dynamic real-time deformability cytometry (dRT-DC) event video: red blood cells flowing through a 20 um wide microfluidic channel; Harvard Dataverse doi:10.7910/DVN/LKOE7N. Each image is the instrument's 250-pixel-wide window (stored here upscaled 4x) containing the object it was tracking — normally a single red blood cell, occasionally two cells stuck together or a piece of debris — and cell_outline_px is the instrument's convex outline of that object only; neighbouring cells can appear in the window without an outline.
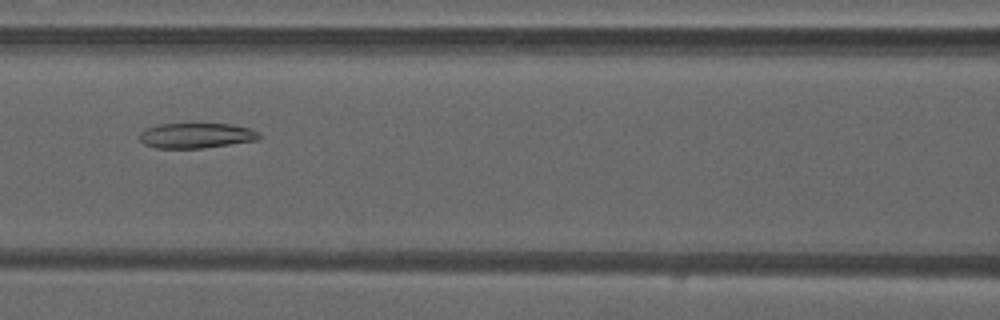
{"species": "common noctule bat (a hibernating species)", "species_latin": "Nyctalus noctula", "temperature_condition": "warm", "stored_images_in_passage": 47, "camera_frame_rate_fps": 3000, "um_per_image_px": 0.085, "animal": {"sex": "male", "forearm_length_mm": 52.5}, "frame": {"image": 1, "passage_image": 20, "time_ms": 6.333, "image_size_px": [1000, 320], "cell_outline_px": [[260, 140], [200, 148], [156, 148], [144, 144], [140, 140], [140, 132], [144, 128], [160, 124], [232, 124], [252, 128], [260, 136]], "centroid_in_image_um": [16.67, 11.52], "position_along_channel_um": 149.9, "area_um2": 17.57}}
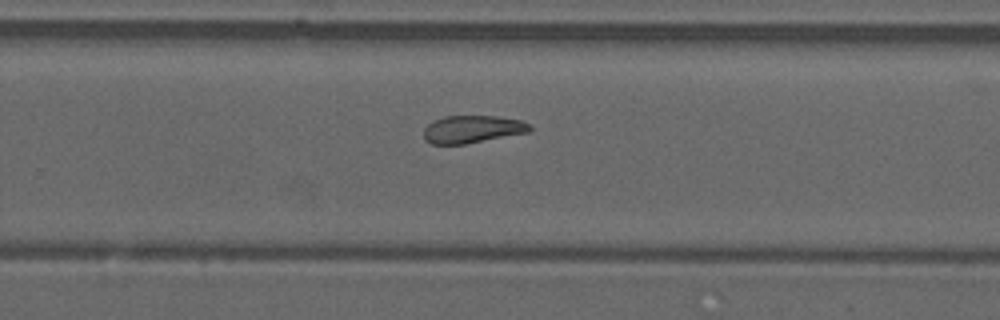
{"frame": {"image": 2, "passage_image": 30, "time_ms": 9.667, "image_size_px": [1000, 320], "cell_outline_px": [[532, 128], [528, 132], [464, 144], [432, 144], [424, 140], [424, 128], [432, 120], [444, 116], [496, 116], [520, 120], [532, 124]], "centroid_in_image_um": [40.13, 10.97], "position_along_channel_um": 289.7, "area_um2": 17.05}}
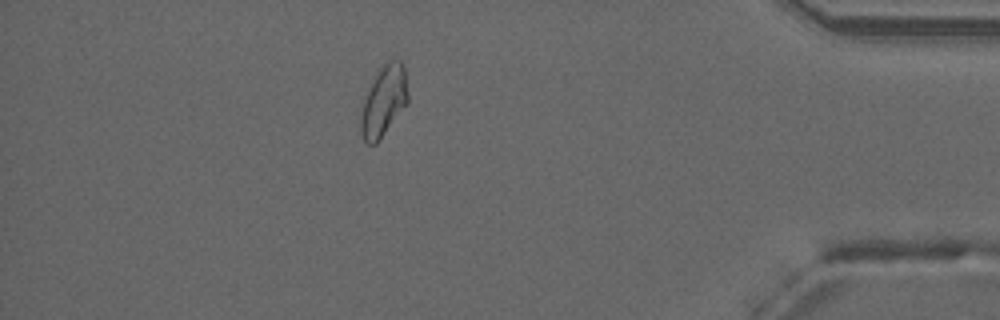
{"frame": {"image": 3, "passage_image": 41, "time_ms": 13.333, "image_size_px": [1000, 320], "cell_outline_px": [[408, 104], [376, 144], [368, 144], [364, 140], [360, 132], [360, 116], [364, 100], [376, 72], [384, 64], [392, 60], [400, 60], [404, 68], [408, 92]], "centroid_in_image_um": [32.62, 8.62], "position_along_channel_um": 402.6, "area_um2": 19.31}}